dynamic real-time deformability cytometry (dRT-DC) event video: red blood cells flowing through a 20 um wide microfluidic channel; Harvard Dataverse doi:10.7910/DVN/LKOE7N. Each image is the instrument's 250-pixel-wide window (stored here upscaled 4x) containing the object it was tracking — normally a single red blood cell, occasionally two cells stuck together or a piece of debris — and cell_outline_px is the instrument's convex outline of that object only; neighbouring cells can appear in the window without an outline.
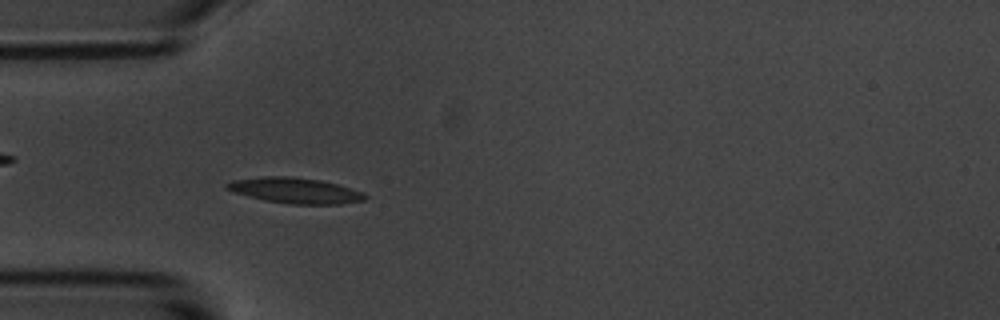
{"species": "common noctule bat (a hibernating species)", "species_latin": "Nyctalus noctula", "temperature_condition": "room temperature", "stored_images_in_passage": 55, "camera_frame_rate_fps": 3000, "um_per_image_px": 0.085, "animal": {"sex": "male", "body_mass_g": 20.1, "forearm_length_mm": 53.5}, "frame": {"image": 1, "passage_image": 16, "time_ms": 5.0, "image_size_px": [1000, 320], "cell_outline_px": [[368, 196], [364, 200], [340, 204], [292, 204], [264, 200], [232, 192], [224, 188], [224, 184], [232, 180], [264, 176], [288, 176], [320, 180], [336, 184], [364, 192]], "centroid_in_image_um": [25.05, 16.19], "position_along_channel_um": 60.0, "area_um2": 20.63}}
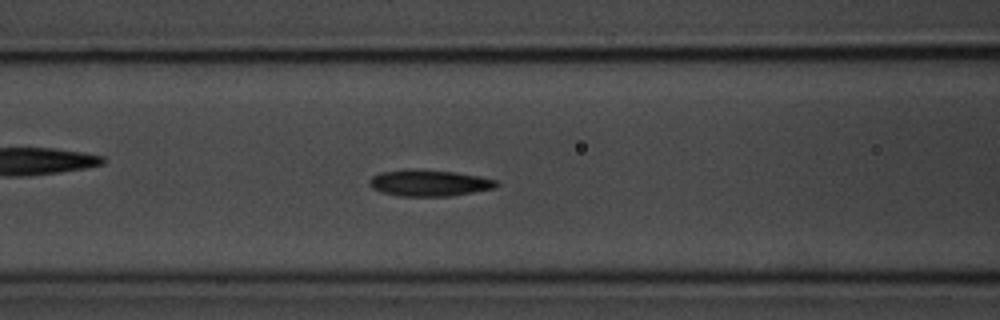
{"frame": {"image": 2, "passage_image": 22, "time_ms": 7.0, "image_size_px": [1000, 320], "cell_outline_px": [[500, 184], [496, 188], [448, 196], [396, 196], [380, 192], [372, 188], [368, 184], [368, 180], [372, 176], [380, 172], [452, 172], [480, 176], [496, 180]], "centroid_in_image_um": [36.5, 15.61], "position_along_channel_um": 130.1, "area_um2": 18.67}}
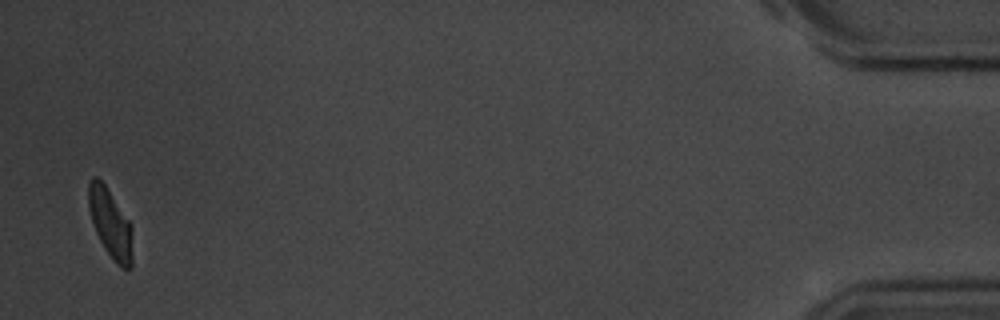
{"frame": {"image": 3, "passage_image": 54, "time_ms": 17.667, "image_size_px": [1000, 320], "cell_outline_px": [[132, 268], [128, 272], [120, 268], [112, 260], [104, 248], [96, 232], [88, 208], [88, 180], [92, 176], [96, 176], [104, 184], [132, 224]], "centroid_in_image_um": [9.4, 19.04], "position_along_channel_um": 425.8, "area_um2": 18.03}, "authors_computed_cell_mechanics": {"area_um2": 18.7272, "velocity_mm_per_s": 3.6001, "shape_relaxation_time_tau1_ms": 3.821, "shape_relaxation_time_tau2_ms": 3.1171, "deformation_change_tau1": 0.1511, "deformation_change_tau2": 0.0831}}